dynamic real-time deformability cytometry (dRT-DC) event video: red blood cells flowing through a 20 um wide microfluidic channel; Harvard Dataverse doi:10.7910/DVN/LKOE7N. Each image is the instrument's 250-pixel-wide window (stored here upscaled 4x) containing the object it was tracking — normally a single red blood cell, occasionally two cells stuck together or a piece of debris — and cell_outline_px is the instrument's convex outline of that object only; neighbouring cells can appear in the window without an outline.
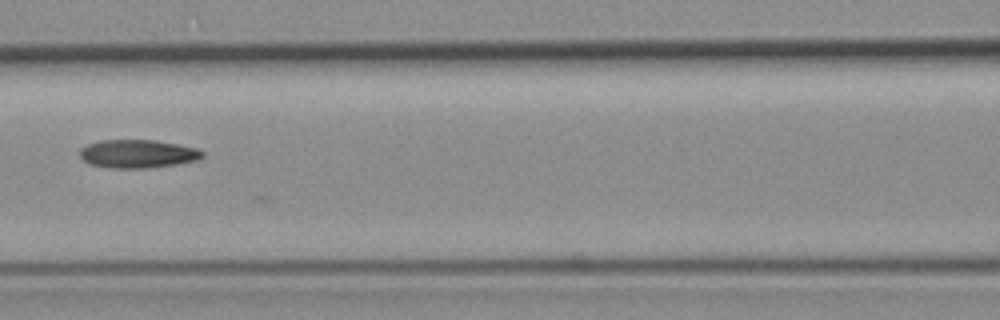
{"species": "common noctule bat (a hibernating species)", "species_latin": "Nyctalus noctula", "temperature_condition": "room temperature", "stored_images_in_passage": 6, "camera_frame_rate_fps": 3000, "um_per_image_px": 0.085, "animal": {"sex": "female", "body_mass_g": 19.3, "forearm_length_mm": 54.1}, "frame": {"image": 1, "passage_image": 6, "time_ms": 6.667, "image_size_px": [1000, 320], "cell_outline_px": [[204, 156], [200, 160], [176, 164], [148, 168], [108, 168], [88, 164], [80, 156], [80, 148], [88, 144], [100, 140], [152, 140], [176, 144], [196, 148], [204, 152]], "centroid_in_image_um": [11.7, 13.08], "position_along_channel_um": 154.9, "area_um2": 20.29}}